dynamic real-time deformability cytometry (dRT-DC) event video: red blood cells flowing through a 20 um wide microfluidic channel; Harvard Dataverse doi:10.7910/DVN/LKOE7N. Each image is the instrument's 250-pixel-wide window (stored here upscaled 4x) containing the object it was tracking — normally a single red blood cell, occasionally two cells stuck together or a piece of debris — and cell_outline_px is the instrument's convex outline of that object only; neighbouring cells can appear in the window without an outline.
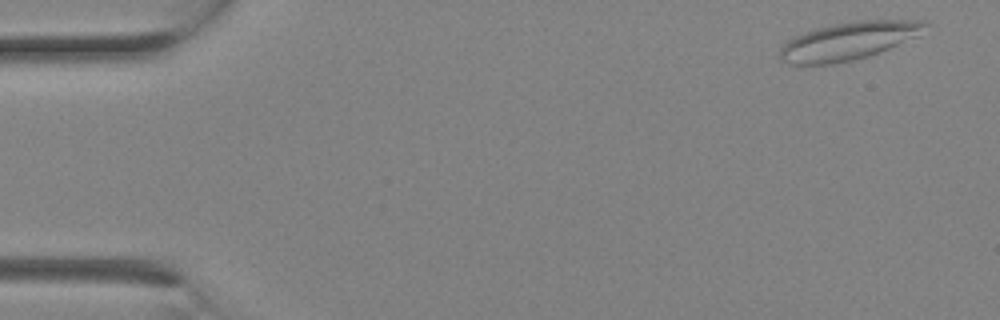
{"species": "Egyptian fruit bat (a non-hibernating species)", "species_latin": "Rousettus aegyptiacus", "temperature_condition": "room temperature", "stored_images_in_passage": 2, "camera_frame_rate_fps": 3000, "um_per_image_px": 0.085, "animal": {"sex": "female"}, "frame": {"image": 1, "passage_image": 1, "time_ms": 0.0, "image_size_px": [1000, 320], "cell_outline_px": [[928, 24], [916, 36], [880, 52], [868, 56], [852, 60], [832, 64], [788, 64], [780, 60], [780, 48], [788, 40], [804, 32], [816, 28], [836, 24], [860, 20], [924, 20]], "centroid_in_image_um": [72.09, 3.49], "position_along_channel_um": 12.9, "area_um2": 31.56}}